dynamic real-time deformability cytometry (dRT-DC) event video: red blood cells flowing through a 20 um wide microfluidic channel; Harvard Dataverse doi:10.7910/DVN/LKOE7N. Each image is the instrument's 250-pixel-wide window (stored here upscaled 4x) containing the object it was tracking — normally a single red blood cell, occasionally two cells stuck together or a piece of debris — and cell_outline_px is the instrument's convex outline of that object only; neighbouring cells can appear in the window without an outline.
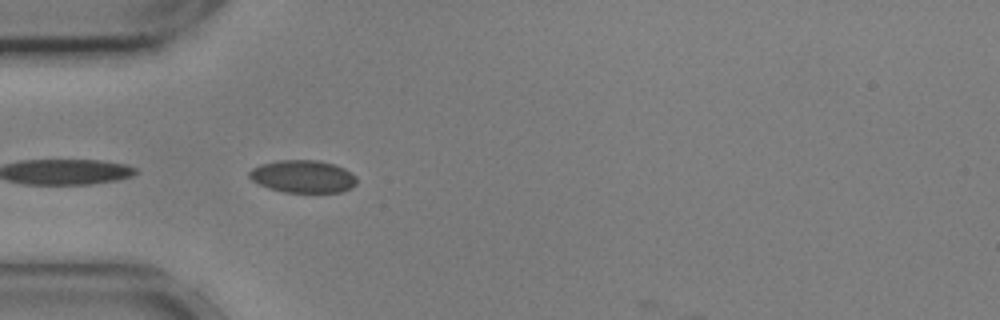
{"species": "common noctule bat (a hibernating species)", "species_latin": "Nyctalus noctula", "temperature_condition": "cold", "stored_images_in_passage": 2, "camera_frame_rate_fps": 3000, "um_per_image_px": 0.085, "animal": {"sex": "male", "body_mass_g": 17.9, "forearm_length_mm": 54.2}, "frame": {"image": 1, "passage_image": 1, "time_ms": 0.0, "image_size_px": [1000, 320], "cell_outline_px": [[356, 184], [352, 188], [340, 192], [284, 192], [268, 188], [252, 180], [248, 176], [248, 172], [252, 168], [260, 164], [276, 160], [316, 160], [332, 164], [344, 168], [356, 176]], "centroid_in_image_um": [25.73, 15.0], "position_along_channel_um": 59.3, "area_um2": 20.4}}